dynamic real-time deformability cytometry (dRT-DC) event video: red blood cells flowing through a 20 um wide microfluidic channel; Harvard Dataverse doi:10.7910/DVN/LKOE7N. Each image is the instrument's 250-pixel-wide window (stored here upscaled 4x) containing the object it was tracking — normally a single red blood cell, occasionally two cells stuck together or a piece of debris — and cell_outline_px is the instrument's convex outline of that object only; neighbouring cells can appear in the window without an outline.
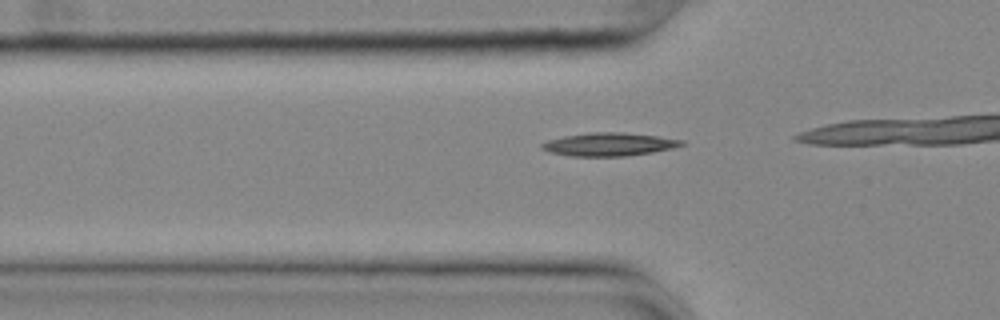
{"species": "common noctule bat (a hibernating species)", "species_latin": "Nyctalus noctula", "temperature_condition": "cold", "stored_images_in_passage": 16, "camera_frame_rate_fps": 3000, "um_per_image_px": 0.085, "animal": {"sex": "female", "body_mass_g": 25.1}, "frame": {"image": 1, "passage_image": 12, "time_ms": 3.667, "image_size_px": [1000, 320], "cell_outline_px": [[684, 144], [672, 148], [652, 152], [624, 156], [572, 156], [552, 152], [540, 148], [540, 144], [548, 140], [564, 136], [592, 132], [620, 132], [656, 136], [684, 140]], "centroid_in_image_um": [51.75, 12.26], "position_along_channel_um": 74.0, "area_um2": 18.61}}